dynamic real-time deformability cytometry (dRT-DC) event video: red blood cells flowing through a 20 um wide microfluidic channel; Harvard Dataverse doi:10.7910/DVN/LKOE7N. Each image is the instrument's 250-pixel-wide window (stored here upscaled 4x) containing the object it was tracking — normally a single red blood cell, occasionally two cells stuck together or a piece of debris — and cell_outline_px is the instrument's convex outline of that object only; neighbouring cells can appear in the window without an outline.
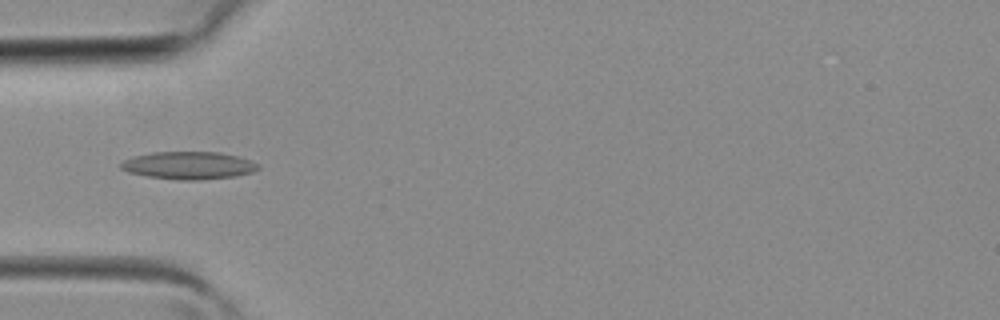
{"species": "common noctule bat (a hibernating species)", "species_latin": "Nyctalus noctula", "temperature_condition": "room temperature", "stored_images_in_passage": 38, "camera_frame_rate_fps": 3000, "um_per_image_px": 0.085, "animal": {"sex": "female", "body_mass_g": 19.3, "forearm_length_mm": 54.1}, "frame": {"image": 1, "passage_image": 11, "time_ms": 3.333, "image_size_px": [1000, 320], "cell_outline_px": [[260, 168], [252, 172], [236, 176], [200, 180], [176, 180], [148, 176], [128, 172], [120, 168], [120, 164], [124, 160], [132, 156], [152, 152], [220, 152], [240, 156], [252, 160], [260, 164]], "centroid_in_image_um": [16.07, 14.05], "position_along_channel_um": 68.9, "area_um2": 22.37}}
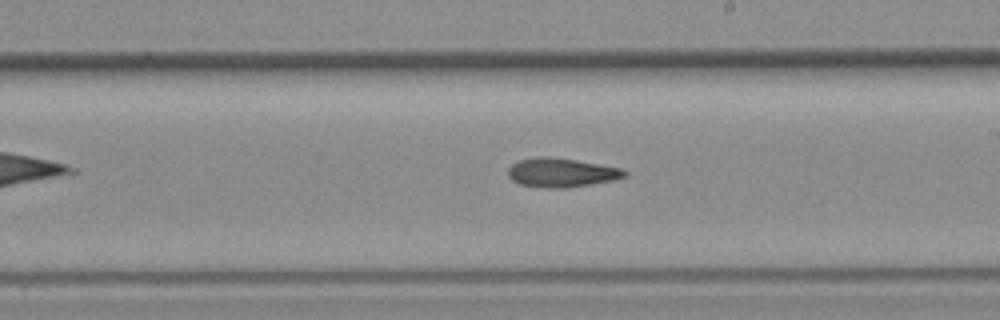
{"frame": {"image": 2, "passage_image": 21, "time_ms": 6.667, "image_size_px": [1000, 320], "cell_outline_px": [[628, 176], [616, 180], [568, 188], [548, 188], [520, 184], [512, 180], [508, 176], [508, 168], [512, 164], [520, 160], [540, 156], [544, 156], [576, 160], [600, 164], [620, 168], [628, 172]], "centroid_in_image_um": [47.76, 14.68], "position_along_channel_um": 241.2, "area_um2": 19.77}}
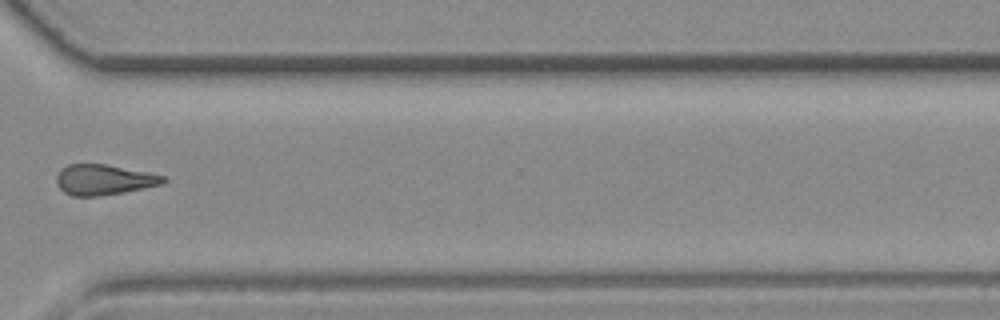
{"frame": {"image": 3, "passage_image": 28, "time_ms": 9.0, "image_size_px": [1000, 320], "cell_outline_px": [[168, 180], [160, 184], [124, 192], [96, 196], [72, 196], [64, 192], [56, 184], [56, 176], [68, 164], [104, 164], [148, 172], [164, 176]], "centroid_in_image_um": [8.81, 15.28], "position_along_channel_um": 361.8, "area_um2": 18.67}}